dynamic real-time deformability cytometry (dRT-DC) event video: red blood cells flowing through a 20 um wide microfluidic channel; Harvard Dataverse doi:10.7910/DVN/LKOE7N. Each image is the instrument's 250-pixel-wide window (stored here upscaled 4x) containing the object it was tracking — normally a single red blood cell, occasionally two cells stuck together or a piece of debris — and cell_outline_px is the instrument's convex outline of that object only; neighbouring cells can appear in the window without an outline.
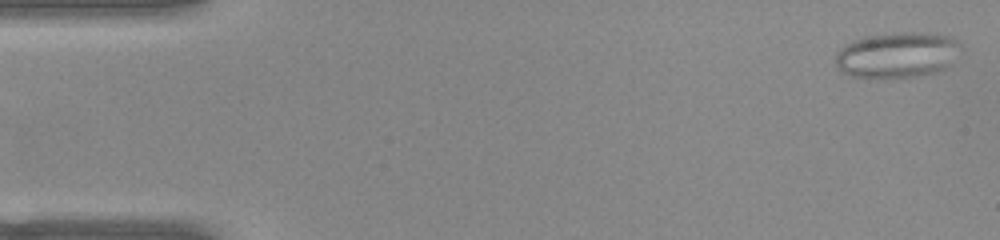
{"species": "common noctule bat (a hibernating species)", "species_latin": "Nyctalus noctula", "temperature_condition": "warm", "stored_images_in_passage": 51, "camera_frame_rate_fps": 3000, "um_per_image_px": 0.085, "animal": {"sex": "female", "body_mass_g": 22.0, "forearm_length_mm": 56.7}, "frame": {"image": 1, "passage_image": 2, "time_ms": 0.333, "image_size_px": [1000, 240], "cell_outline_px": [[964, 52], [944, 68], [936, 72], [916, 76], [888, 80], [884, 80], [852, 76], [840, 72], [836, 64], [836, 52], [840, 48], [852, 40], [864, 36], [892, 32], [936, 32], [952, 36], [960, 44]], "centroid_in_image_um": [76.29, 4.67], "position_along_channel_um": 8.7, "area_um2": 34.68}}
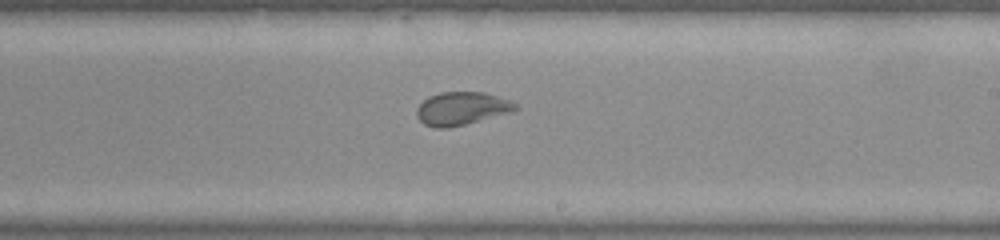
{"frame": {"image": 2, "passage_image": 30, "time_ms": 9.667, "image_size_px": [1000, 240], "cell_outline_px": [[520, 108], [512, 112], [448, 128], [436, 128], [424, 124], [416, 116], [416, 108], [428, 96], [440, 92], [484, 92], [512, 100]], "centroid_in_image_um": [39.25, 9.21], "position_along_channel_um": 249.7, "area_um2": 19.13}}
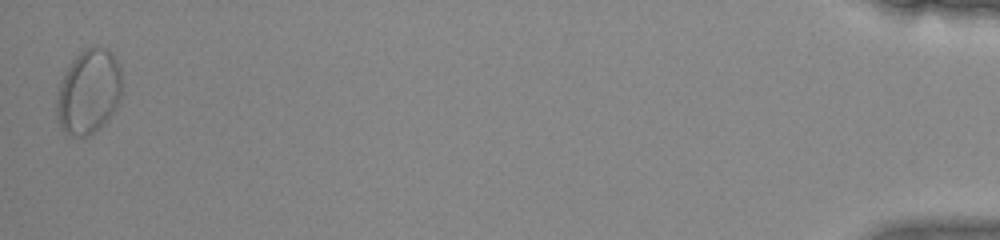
{"frame": {"image": 3, "passage_image": 51, "time_ms": 16.667, "image_size_px": [1000, 240], "cell_outline_px": [[120, 100], [116, 108], [100, 128], [84, 136], [72, 136], [64, 132], [56, 116], [56, 100], [60, 84], [72, 60], [84, 48], [108, 48], [116, 60], [120, 68]], "centroid_in_image_um": [7.52, 7.81], "position_along_channel_um": 427.7, "area_um2": 31.73}}